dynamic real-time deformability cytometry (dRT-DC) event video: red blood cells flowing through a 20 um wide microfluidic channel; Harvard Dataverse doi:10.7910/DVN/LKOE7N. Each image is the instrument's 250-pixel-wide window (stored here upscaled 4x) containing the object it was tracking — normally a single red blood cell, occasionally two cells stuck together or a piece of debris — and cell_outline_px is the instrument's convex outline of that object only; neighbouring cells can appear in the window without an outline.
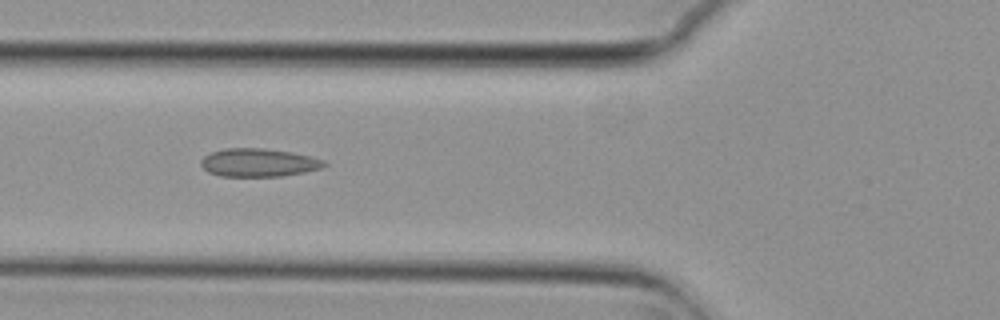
{"species": "common noctule bat (a hibernating species)", "species_latin": "Nyctalus noctula", "temperature_condition": "cold", "stored_images_in_passage": 7, "camera_frame_rate_fps": 3000, "um_per_image_px": 0.085, "animal": {"sex": "female", "body_mass_g": 29.2, "forearm_length_mm": 56.3}, "frame": {"image": 1, "passage_image": 5, "time_ms": 1.333, "image_size_px": [1000, 320], "cell_outline_px": [[328, 164], [320, 168], [304, 172], [280, 176], [220, 176], [208, 172], [200, 164], [200, 160], [204, 156], [212, 152], [224, 148], [264, 148], [288, 152], [308, 156], [324, 160]], "centroid_in_image_um": [21.94, 13.82], "position_along_channel_um": 103.9, "area_um2": 20.06}}
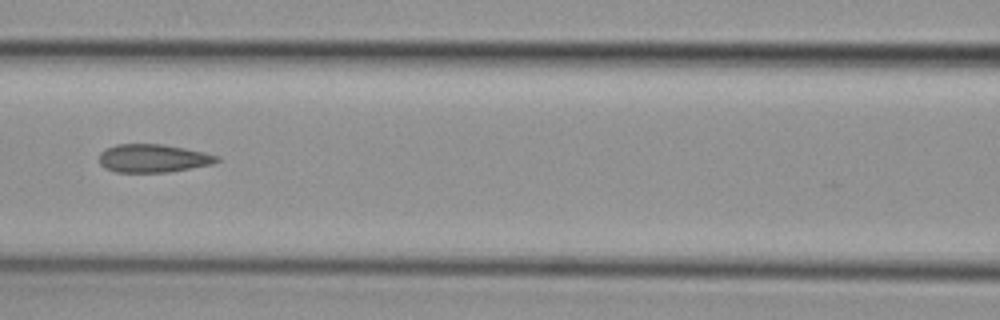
{"frame": {"image": 2, "passage_image": 6, "time_ms": 1.667, "image_size_px": [1000, 320], "cell_outline_px": [[220, 160], [212, 164], [168, 172], [116, 172], [104, 168], [100, 164], [100, 152], [104, 148], [116, 144], [164, 144], [204, 152], [220, 156]], "centroid_in_image_um": [13.0, 13.45], "position_along_channel_um": 153.6, "area_um2": 19.42}}
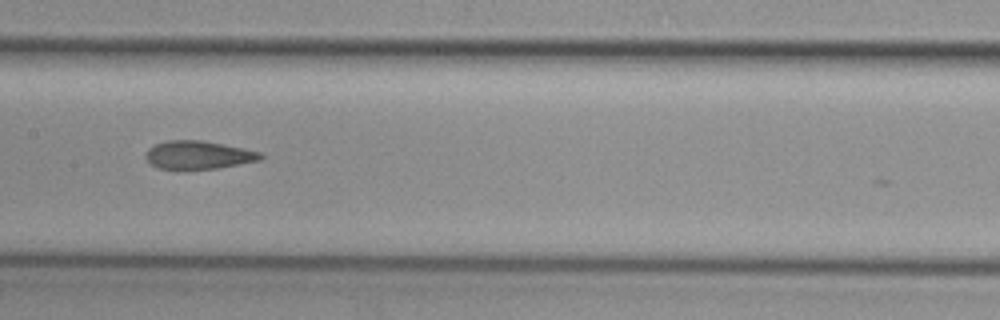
{"frame": {"image": 3, "passage_image": 7, "time_ms": 2.0, "image_size_px": [1000, 320], "cell_outline_px": [[264, 156], [260, 160], [220, 168], [156, 168], [144, 156], [148, 148], [156, 144], [168, 140], [200, 140], [244, 148], [260, 152]], "centroid_in_image_um": [16.87, 13.16], "position_along_channel_um": 190.5, "area_um2": 18.61}}